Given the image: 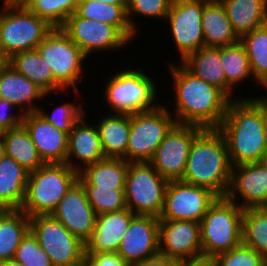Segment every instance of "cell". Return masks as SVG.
Masks as SVG:
<instances>
[{"mask_svg": "<svg viewBox=\"0 0 267 266\" xmlns=\"http://www.w3.org/2000/svg\"><path fill=\"white\" fill-rule=\"evenodd\" d=\"M97 1V0H79V2ZM101 2L114 5H127V0H100Z\"/></svg>", "mask_w": 267, "mask_h": 266, "instance_id": "obj_48", "label": "cell"}, {"mask_svg": "<svg viewBox=\"0 0 267 266\" xmlns=\"http://www.w3.org/2000/svg\"><path fill=\"white\" fill-rule=\"evenodd\" d=\"M154 79L141 68L124 69L115 73L105 86V101L114 114L134 115L156 109ZM155 103V104H153Z\"/></svg>", "mask_w": 267, "mask_h": 266, "instance_id": "obj_7", "label": "cell"}, {"mask_svg": "<svg viewBox=\"0 0 267 266\" xmlns=\"http://www.w3.org/2000/svg\"><path fill=\"white\" fill-rule=\"evenodd\" d=\"M169 62L175 90L177 124L218 128L232 99L220 88L196 77L180 62ZM177 63V64H176Z\"/></svg>", "mask_w": 267, "mask_h": 266, "instance_id": "obj_1", "label": "cell"}, {"mask_svg": "<svg viewBox=\"0 0 267 266\" xmlns=\"http://www.w3.org/2000/svg\"><path fill=\"white\" fill-rule=\"evenodd\" d=\"M25 0H3L5 4H22Z\"/></svg>", "mask_w": 267, "mask_h": 266, "instance_id": "obj_50", "label": "cell"}, {"mask_svg": "<svg viewBox=\"0 0 267 266\" xmlns=\"http://www.w3.org/2000/svg\"><path fill=\"white\" fill-rule=\"evenodd\" d=\"M242 209L227 197H218L200 223L203 255L217 256L242 244Z\"/></svg>", "mask_w": 267, "mask_h": 266, "instance_id": "obj_5", "label": "cell"}, {"mask_svg": "<svg viewBox=\"0 0 267 266\" xmlns=\"http://www.w3.org/2000/svg\"><path fill=\"white\" fill-rule=\"evenodd\" d=\"M219 196L212 190L184 182L169 181L159 220L200 222Z\"/></svg>", "mask_w": 267, "mask_h": 266, "instance_id": "obj_12", "label": "cell"}, {"mask_svg": "<svg viewBox=\"0 0 267 266\" xmlns=\"http://www.w3.org/2000/svg\"><path fill=\"white\" fill-rule=\"evenodd\" d=\"M42 108H38L37 112L43 117L46 121L52 124L54 127L67 133L68 135L71 133L75 123L79 122L84 116H86V112L84 111L82 106H77L74 103H63L58 107H55L50 115L45 112V110H41Z\"/></svg>", "mask_w": 267, "mask_h": 266, "instance_id": "obj_39", "label": "cell"}, {"mask_svg": "<svg viewBox=\"0 0 267 266\" xmlns=\"http://www.w3.org/2000/svg\"><path fill=\"white\" fill-rule=\"evenodd\" d=\"M180 266H217L214 256L200 255L180 261Z\"/></svg>", "mask_w": 267, "mask_h": 266, "instance_id": "obj_46", "label": "cell"}, {"mask_svg": "<svg viewBox=\"0 0 267 266\" xmlns=\"http://www.w3.org/2000/svg\"><path fill=\"white\" fill-rule=\"evenodd\" d=\"M7 63L17 73L37 85L45 94L64 92V89L54 80L51 67L37 49L15 53L7 59Z\"/></svg>", "mask_w": 267, "mask_h": 266, "instance_id": "obj_25", "label": "cell"}, {"mask_svg": "<svg viewBox=\"0 0 267 266\" xmlns=\"http://www.w3.org/2000/svg\"><path fill=\"white\" fill-rule=\"evenodd\" d=\"M180 63L196 77L226 93V75L220 60V47L203 46Z\"/></svg>", "mask_w": 267, "mask_h": 266, "instance_id": "obj_30", "label": "cell"}, {"mask_svg": "<svg viewBox=\"0 0 267 266\" xmlns=\"http://www.w3.org/2000/svg\"><path fill=\"white\" fill-rule=\"evenodd\" d=\"M22 124L36 146L39 157L47 163H65L68 149V134L60 131L38 112L25 114Z\"/></svg>", "mask_w": 267, "mask_h": 266, "instance_id": "obj_20", "label": "cell"}, {"mask_svg": "<svg viewBox=\"0 0 267 266\" xmlns=\"http://www.w3.org/2000/svg\"><path fill=\"white\" fill-rule=\"evenodd\" d=\"M242 244L253 248L267 260V208L244 210Z\"/></svg>", "mask_w": 267, "mask_h": 266, "instance_id": "obj_36", "label": "cell"}, {"mask_svg": "<svg viewBox=\"0 0 267 266\" xmlns=\"http://www.w3.org/2000/svg\"><path fill=\"white\" fill-rule=\"evenodd\" d=\"M7 59L0 52V70L6 65Z\"/></svg>", "mask_w": 267, "mask_h": 266, "instance_id": "obj_51", "label": "cell"}, {"mask_svg": "<svg viewBox=\"0 0 267 266\" xmlns=\"http://www.w3.org/2000/svg\"><path fill=\"white\" fill-rule=\"evenodd\" d=\"M87 200L96 215L117 212L127 208L124 190L99 188L97 186H83Z\"/></svg>", "mask_w": 267, "mask_h": 266, "instance_id": "obj_38", "label": "cell"}, {"mask_svg": "<svg viewBox=\"0 0 267 266\" xmlns=\"http://www.w3.org/2000/svg\"><path fill=\"white\" fill-rule=\"evenodd\" d=\"M13 261L23 266H54L31 231L22 239Z\"/></svg>", "mask_w": 267, "mask_h": 266, "instance_id": "obj_41", "label": "cell"}, {"mask_svg": "<svg viewBox=\"0 0 267 266\" xmlns=\"http://www.w3.org/2000/svg\"><path fill=\"white\" fill-rule=\"evenodd\" d=\"M209 0H179L172 2L166 16L180 61L204 46L201 17ZM170 24V25H169Z\"/></svg>", "mask_w": 267, "mask_h": 266, "instance_id": "obj_13", "label": "cell"}, {"mask_svg": "<svg viewBox=\"0 0 267 266\" xmlns=\"http://www.w3.org/2000/svg\"><path fill=\"white\" fill-rule=\"evenodd\" d=\"M128 167L124 159L105 158L80 171L78 182L82 186L124 190Z\"/></svg>", "mask_w": 267, "mask_h": 266, "instance_id": "obj_29", "label": "cell"}, {"mask_svg": "<svg viewBox=\"0 0 267 266\" xmlns=\"http://www.w3.org/2000/svg\"><path fill=\"white\" fill-rule=\"evenodd\" d=\"M220 60L226 75V94L233 100V88L251 76L254 78L246 49L240 41L220 47Z\"/></svg>", "mask_w": 267, "mask_h": 266, "instance_id": "obj_34", "label": "cell"}, {"mask_svg": "<svg viewBox=\"0 0 267 266\" xmlns=\"http://www.w3.org/2000/svg\"><path fill=\"white\" fill-rule=\"evenodd\" d=\"M135 216L128 208L97 215L92 236L85 244V252H117Z\"/></svg>", "mask_w": 267, "mask_h": 266, "instance_id": "obj_22", "label": "cell"}, {"mask_svg": "<svg viewBox=\"0 0 267 266\" xmlns=\"http://www.w3.org/2000/svg\"><path fill=\"white\" fill-rule=\"evenodd\" d=\"M47 95L50 94H45L27 77L17 73L8 63L0 70V98L19 107L22 114L37 112L38 105L35 102L38 103L37 101L44 99Z\"/></svg>", "mask_w": 267, "mask_h": 266, "instance_id": "obj_23", "label": "cell"}, {"mask_svg": "<svg viewBox=\"0 0 267 266\" xmlns=\"http://www.w3.org/2000/svg\"><path fill=\"white\" fill-rule=\"evenodd\" d=\"M176 124L169 108L160 105L151 111L130 115L127 162H150L155 152Z\"/></svg>", "mask_w": 267, "mask_h": 266, "instance_id": "obj_9", "label": "cell"}, {"mask_svg": "<svg viewBox=\"0 0 267 266\" xmlns=\"http://www.w3.org/2000/svg\"><path fill=\"white\" fill-rule=\"evenodd\" d=\"M223 135L232 166L265 161L267 126L261 112L246 97L232 100L217 128Z\"/></svg>", "mask_w": 267, "mask_h": 266, "instance_id": "obj_2", "label": "cell"}, {"mask_svg": "<svg viewBox=\"0 0 267 266\" xmlns=\"http://www.w3.org/2000/svg\"><path fill=\"white\" fill-rule=\"evenodd\" d=\"M78 3L79 0H25L22 4L52 27L60 28L76 12Z\"/></svg>", "mask_w": 267, "mask_h": 266, "instance_id": "obj_37", "label": "cell"}, {"mask_svg": "<svg viewBox=\"0 0 267 266\" xmlns=\"http://www.w3.org/2000/svg\"><path fill=\"white\" fill-rule=\"evenodd\" d=\"M3 143L4 154L16 160L28 173L36 171L45 164L23 124L7 130Z\"/></svg>", "mask_w": 267, "mask_h": 266, "instance_id": "obj_32", "label": "cell"}, {"mask_svg": "<svg viewBox=\"0 0 267 266\" xmlns=\"http://www.w3.org/2000/svg\"><path fill=\"white\" fill-rule=\"evenodd\" d=\"M105 158L126 160L130 115L108 113L96 124Z\"/></svg>", "mask_w": 267, "mask_h": 266, "instance_id": "obj_28", "label": "cell"}, {"mask_svg": "<svg viewBox=\"0 0 267 266\" xmlns=\"http://www.w3.org/2000/svg\"><path fill=\"white\" fill-rule=\"evenodd\" d=\"M232 165L226 141L217 128H203L192 141L182 181L226 197Z\"/></svg>", "mask_w": 267, "mask_h": 266, "instance_id": "obj_3", "label": "cell"}, {"mask_svg": "<svg viewBox=\"0 0 267 266\" xmlns=\"http://www.w3.org/2000/svg\"><path fill=\"white\" fill-rule=\"evenodd\" d=\"M168 182L150 162H130L124 186L127 208L135 215L159 218Z\"/></svg>", "mask_w": 267, "mask_h": 266, "instance_id": "obj_8", "label": "cell"}, {"mask_svg": "<svg viewBox=\"0 0 267 266\" xmlns=\"http://www.w3.org/2000/svg\"><path fill=\"white\" fill-rule=\"evenodd\" d=\"M159 253L177 260L200 256V223L186 220H159Z\"/></svg>", "mask_w": 267, "mask_h": 266, "instance_id": "obj_17", "label": "cell"}, {"mask_svg": "<svg viewBox=\"0 0 267 266\" xmlns=\"http://www.w3.org/2000/svg\"><path fill=\"white\" fill-rule=\"evenodd\" d=\"M248 99L257 107V109L261 112L263 120L267 126V95L264 97L258 96L252 97Z\"/></svg>", "mask_w": 267, "mask_h": 266, "instance_id": "obj_47", "label": "cell"}, {"mask_svg": "<svg viewBox=\"0 0 267 266\" xmlns=\"http://www.w3.org/2000/svg\"><path fill=\"white\" fill-rule=\"evenodd\" d=\"M126 9L127 5H114L97 0L79 2L75 13L79 17L116 26L130 41H133L136 33L129 25Z\"/></svg>", "mask_w": 267, "mask_h": 266, "instance_id": "obj_33", "label": "cell"}, {"mask_svg": "<svg viewBox=\"0 0 267 266\" xmlns=\"http://www.w3.org/2000/svg\"><path fill=\"white\" fill-rule=\"evenodd\" d=\"M159 218L136 215L124 233L117 253L130 266L159 253Z\"/></svg>", "mask_w": 267, "mask_h": 266, "instance_id": "obj_19", "label": "cell"}, {"mask_svg": "<svg viewBox=\"0 0 267 266\" xmlns=\"http://www.w3.org/2000/svg\"><path fill=\"white\" fill-rule=\"evenodd\" d=\"M240 39L267 23V0H219Z\"/></svg>", "mask_w": 267, "mask_h": 266, "instance_id": "obj_27", "label": "cell"}, {"mask_svg": "<svg viewBox=\"0 0 267 266\" xmlns=\"http://www.w3.org/2000/svg\"><path fill=\"white\" fill-rule=\"evenodd\" d=\"M30 231L54 266L85 263V244L51 214L30 217Z\"/></svg>", "mask_w": 267, "mask_h": 266, "instance_id": "obj_10", "label": "cell"}, {"mask_svg": "<svg viewBox=\"0 0 267 266\" xmlns=\"http://www.w3.org/2000/svg\"><path fill=\"white\" fill-rule=\"evenodd\" d=\"M14 107H16L14 104L0 98V124L7 130L18 127L23 122L24 114L20 111H17L18 114H11V109L13 110Z\"/></svg>", "mask_w": 267, "mask_h": 266, "instance_id": "obj_44", "label": "cell"}, {"mask_svg": "<svg viewBox=\"0 0 267 266\" xmlns=\"http://www.w3.org/2000/svg\"><path fill=\"white\" fill-rule=\"evenodd\" d=\"M36 49L51 67L54 80L64 90L73 87L79 94L77 82L84 78L82 66L87 56L62 29L53 28Z\"/></svg>", "mask_w": 267, "mask_h": 266, "instance_id": "obj_11", "label": "cell"}, {"mask_svg": "<svg viewBox=\"0 0 267 266\" xmlns=\"http://www.w3.org/2000/svg\"><path fill=\"white\" fill-rule=\"evenodd\" d=\"M202 129L196 125L176 123L150 161L153 168L168 181L182 180L192 141Z\"/></svg>", "mask_w": 267, "mask_h": 266, "instance_id": "obj_15", "label": "cell"}, {"mask_svg": "<svg viewBox=\"0 0 267 266\" xmlns=\"http://www.w3.org/2000/svg\"><path fill=\"white\" fill-rule=\"evenodd\" d=\"M7 132V129L0 124V137H4Z\"/></svg>", "mask_w": 267, "mask_h": 266, "instance_id": "obj_53", "label": "cell"}, {"mask_svg": "<svg viewBox=\"0 0 267 266\" xmlns=\"http://www.w3.org/2000/svg\"><path fill=\"white\" fill-rule=\"evenodd\" d=\"M0 266H23V265L15 263L14 261H7V262H1Z\"/></svg>", "mask_w": 267, "mask_h": 266, "instance_id": "obj_49", "label": "cell"}, {"mask_svg": "<svg viewBox=\"0 0 267 266\" xmlns=\"http://www.w3.org/2000/svg\"><path fill=\"white\" fill-rule=\"evenodd\" d=\"M60 28L87 57L94 51H115L131 42L116 26L79 17L76 13Z\"/></svg>", "mask_w": 267, "mask_h": 266, "instance_id": "obj_14", "label": "cell"}, {"mask_svg": "<svg viewBox=\"0 0 267 266\" xmlns=\"http://www.w3.org/2000/svg\"><path fill=\"white\" fill-rule=\"evenodd\" d=\"M85 119H87L86 116L75 123L68 136V149L65 164L78 173L86 166L105 159L98 129L94 124H87ZM74 157L78 159L77 163L72 162V160L75 159Z\"/></svg>", "mask_w": 267, "mask_h": 266, "instance_id": "obj_21", "label": "cell"}, {"mask_svg": "<svg viewBox=\"0 0 267 266\" xmlns=\"http://www.w3.org/2000/svg\"><path fill=\"white\" fill-rule=\"evenodd\" d=\"M53 28L23 4L3 3L0 9V52L9 59L15 53L34 50Z\"/></svg>", "mask_w": 267, "mask_h": 266, "instance_id": "obj_6", "label": "cell"}, {"mask_svg": "<svg viewBox=\"0 0 267 266\" xmlns=\"http://www.w3.org/2000/svg\"><path fill=\"white\" fill-rule=\"evenodd\" d=\"M242 203H237L239 196ZM226 197L242 209L267 208V163L256 162L232 166Z\"/></svg>", "mask_w": 267, "mask_h": 266, "instance_id": "obj_16", "label": "cell"}, {"mask_svg": "<svg viewBox=\"0 0 267 266\" xmlns=\"http://www.w3.org/2000/svg\"><path fill=\"white\" fill-rule=\"evenodd\" d=\"M79 173L65 163H47L28 174L21 211L29 217L50 215L78 181Z\"/></svg>", "mask_w": 267, "mask_h": 266, "instance_id": "obj_4", "label": "cell"}, {"mask_svg": "<svg viewBox=\"0 0 267 266\" xmlns=\"http://www.w3.org/2000/svg\"><path fill=\"white\" fill-rule=\"evenodd\" d=\"M201 24L206 47H224L239 41L219 0H209L204 5Z\"/></svg>", "mask_w": 267, "mask_h": 266, "instance_id": "obj_26", "label": "cell"}, {"mask_svg": "<svg viewBox=\"0 0 267 266\" xmlns=\"http://www.w3.org/2000/svg\"><path fill=\"white\" fill-rule=\"evenodd\" d=\"M3 138L0 137V158L4 155V143H3Z\"/></svg>", "mask_w": 267, "mask_h": 266, "instance_id": "obj_52", "label": "cell"}, {"mask_svg": "<svg viewBox=\"0 0 267 266\" xmlns=\"http://www.w3.org/2000/svg\"><path fill=\"white\" fill-rule=\"evenodd\" d=\"M87 266H130L117 252H85Z\"/></svg>", "mask_w": 267, "mask_h": 266, "instance_id": "obj_43", "label": "cell"}, {"mask_svg": "<svg viewBox=\"0 0 267 266\" xmlns=\"http://www.w3.org/2000/svg\"><path fill=\"white\" fill-rule=\"evenodd\" d=\"M30 231V217L21 210H0V263L13 261L22 239Z\"/></svg>", "mask_w": 267, "mask_h": 266, "instance_id": "obj_31", "label": "cell"}, {"mask_svg": "<svg viewBox=\"0 0 267 266\" xmlns=\"http://www.w3.org/2000/svg\"><path fill=\"white\" fill-rule=\"evenodd\" d=\"M239 41L246 49L254 82L267 90V23L243 35Z\"/></svg>", "mask_w": 267, "mask_h": 266, "instance_id": "obj_35", "label": "cell"}, {"mask_svg": "<svg viewBox=\"0 0 267 266\" xmlns=\"http://www.w3.org/2000/svg\"><path fill=\"white\" fill-rule=\"evenodd\" d=\"M136 266H180V260L170 258L166 255L158 253L152 257H149Z\"/></svg>", "mask_w": 267, "mask_h": 266, "instance_id": "obj_45", "label": "cell"}, {"mask_svg": "<svg viewBox=\"0 0 267 266\" xmlns=\"http://www.w3.org/2000/svg\"><path fill=\"white\" fill-rule=\"evenodd\" d=\"M28 172L13 158H0V210H20L26 194Z\"/></svg>", "mask_w": 267, "mask_h": 266, "instance_id": "obj_24", "label": "cell"}, {"mask_svg": "<svg viewBox=\"0 0 267 266\" xmlns=\"http://www.w3.org/2000/svg\"><path fill=\"white\" fill-rule=\"evenodd\" d=\"M51 215L84 244L91 238L97 215L78 181L60 200Z\"/></svg>", "mask_w": 267, "mask_h": 266, "instance_id": "obj_18", "label": "cell"}, {"mask_svg": "<svg viewBox=\"0 0 267 266\" xmlns=\"http://www.w3.org/2000/svg\"><path fill=\"white\" fill-rule=\"evenodd\" d=\"M171 4V0H127L126 14L130 27L137 32L133 14L165 20Z\"/></svg>", "mask_w": 267, "mask_h": 266, "instance_id": "obj_40", "label": "cell"}, {"mask_svg": "<svg viewBox=\"0 0 267 266\" xmlns=\"http://www.w3.org/2000/svg\"><path fill=\"white\" fill-rule=\"evenodd\" d=\"M217 266H264L267 260L253 248L241 244L215 256Z\"/></svg>", "mask_w": 267, "mask_h": 266, "instance_id": "obj_42", "label": "cell"}]
</instances>
